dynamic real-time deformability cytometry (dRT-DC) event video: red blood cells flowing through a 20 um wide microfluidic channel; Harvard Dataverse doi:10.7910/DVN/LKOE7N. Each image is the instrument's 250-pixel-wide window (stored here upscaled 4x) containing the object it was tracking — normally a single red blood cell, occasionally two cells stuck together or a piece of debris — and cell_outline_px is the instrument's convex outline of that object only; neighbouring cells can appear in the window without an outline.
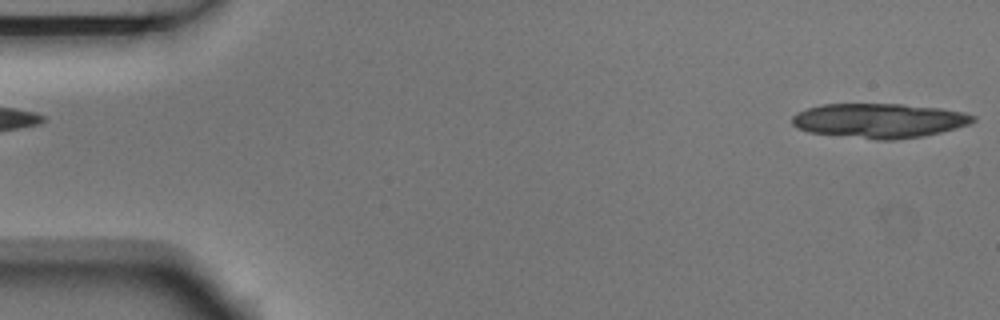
{"species": "Egyptian fruit bat (a non-hibernating species)", "species_latin": "Rousettus aegyptiacus", "temperature_condition": "room temperature", "stored_images_in_passage": 4, "segment_of_instrument_passage": [2, 2], "camera_frame_rate_fps": 3000, "um_per_image_px": 0.085, "animal": {"sex": "male"}, "frame": {"image": 1, "passage_image": 4, "time_ms": 1.0, "image_size_px": [1000, 320], "cell_outline_px": [[976, 120], [972, 124], [940, 132], [920, 136], [896, 140], [876, 140], [808, 132], [796, 128], [792, 124], [792, 116], [796, 112], [820, 104], [904, 104], [940, 108], [964, 112], [976, 116]], "centroid_in_image_um": [74.73, 10.25], "position_along_channel_um": 10.3, "area_um2": 36.7}}